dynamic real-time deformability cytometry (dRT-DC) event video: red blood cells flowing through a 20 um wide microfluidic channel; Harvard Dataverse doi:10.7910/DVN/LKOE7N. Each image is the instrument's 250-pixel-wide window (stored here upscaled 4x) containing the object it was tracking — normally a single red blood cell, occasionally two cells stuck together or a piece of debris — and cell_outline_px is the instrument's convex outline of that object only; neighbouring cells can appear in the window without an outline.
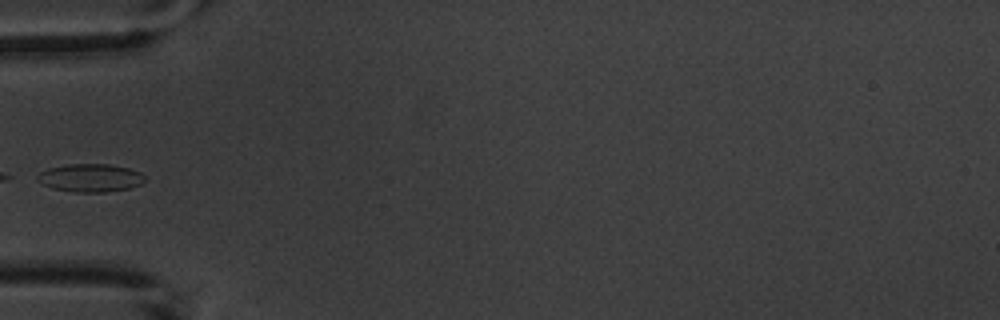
{"species": "common noctule bat (a hibernating species)", "species_latin": "Nyctalus noctula", "temperature_condition": "warm", "stored_images_in_passage": 5, "camera_frame_rate_fps": 3000, "um_per_image_px": 0.085, "animal": {"sex": "male", "body_mass_g": 20.1, "forearm_length_mm": 53.5}, "frame": {"image": 1, "passage_image": 5, "time_ms": 4.667, "image_size_px": [1000, 320], "cell_outline_px": [[144, 180], [140, 184], [128, 188], [108, 192], [72, 192], [52, 188], [36, 180], [36, 176], [40, 172], [48, 168], [68, 164], [108, 164], [128, 168], [140, 172], [144, 176]], "centroid_in_image_um": [7.65, 15.12], "position_along_channel_um": 77.4, "area_um2": 17.51}}